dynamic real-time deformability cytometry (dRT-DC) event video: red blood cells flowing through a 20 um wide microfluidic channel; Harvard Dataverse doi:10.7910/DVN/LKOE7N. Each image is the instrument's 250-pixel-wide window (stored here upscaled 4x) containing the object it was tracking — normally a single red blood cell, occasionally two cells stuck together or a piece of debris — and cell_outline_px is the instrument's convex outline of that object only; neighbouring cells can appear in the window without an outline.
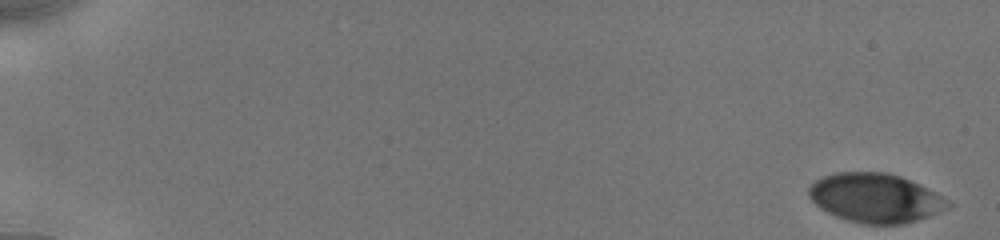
{"species": "human", "species_latin": "Homo sapiens", "temperature_condition": "cold", "stored_images_in_passage": 23, "camera_frame_rate_fps": 3000, "um_per_image_px": 0.085, "donor": {"sex": "male"}, "frame": {"image": 1, "passage_image": 1, "time_ms": 0.0, "image_size_px": [1000, 240], "cell_outline_px": [[952, 204], [948, 208], [928, 216], [904, 224], [864, 224], [848, 220], [836, 216], [820, 208], [808, 196], [808, 188], [816, 180], [832, 172], [888, 172], [900, 176], [920, 184], [948, 200]], "centroid_in_image_um": [74.39, 16.82], "position_along_channel_um": 10.6, "area_um2": 39.71}}
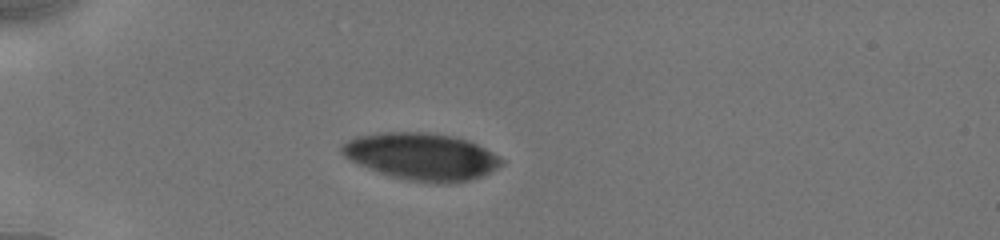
{"frame": {"image": 2, "passage_image": 20, "time_ms": 5.0, "image_size_px": [1000, 240], "cell_outline_px": [[504, 164], [480, 176], [468, 180], [448, 184], [440, 184], [408, 180], [392, 176], [380, 172], [360, 164], [344, 156], [340, 152], [340, 148], [348, 140], [356, 136], [380, 132], [424, 132], [452, 136], [468, 140], [500, 156], [504, 160]], "centroid_in_image_um": [35.85, 13.3], "position_along_channel_um": 49.2, "area_um2": 43.47}}